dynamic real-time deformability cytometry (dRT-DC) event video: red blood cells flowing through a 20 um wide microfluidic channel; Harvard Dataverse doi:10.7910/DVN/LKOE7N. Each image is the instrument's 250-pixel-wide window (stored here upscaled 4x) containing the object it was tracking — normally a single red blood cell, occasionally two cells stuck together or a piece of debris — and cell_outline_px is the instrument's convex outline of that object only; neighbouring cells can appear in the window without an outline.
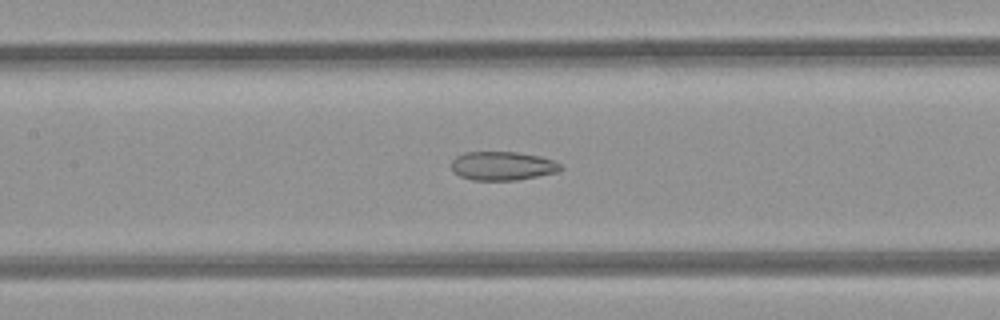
{"species": "common noctule bat (a hibernating species)", "species_latin": "Nyctalus noctula", "temperature_condition": "room temperature", "stored_images_in_passage": 47, "camera_frame_rate_fps": 3000, "um_per_image_px": 0.085, "animal": {"sex": "female", "body_mass_g": 21.9}, "frame": {"image": 1, "passage_image": 23, "time_ms": 7.333, "image_size_px": [1000, 320], "cell_outline_px": [[564, 168], [556, 172], [516, 180], [472, 180], [460, 176], [452, 172], [452, 160], [456, 156], [464, 152], [516, 152], [540, 156], [552, 160], [560, 164]], "centroid_in_image_um": [42.68, 14.1], "position_along_channel_um": 164.7, "area_um2": 18.26}}
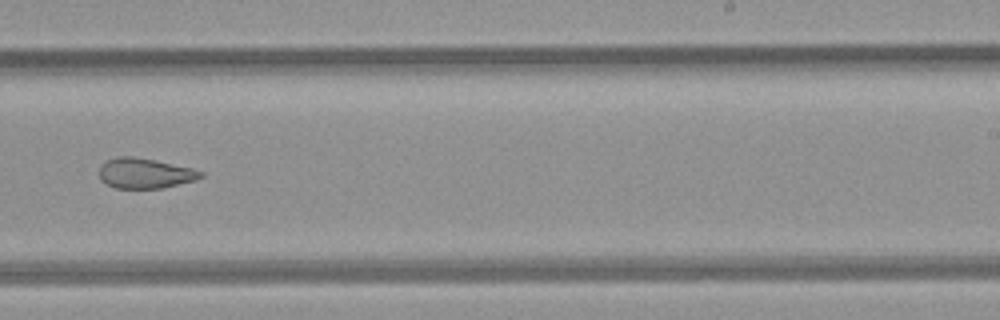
{"frame": {"image": 2, "passage_image": 31, "time_ms": 10.0, "image_size_px": [1000, 320], "cell_outline_px": [[204, 176], [196, 180], [160, 188], [116, 188], [100, 180], [100, 168], [108, 160], [116, 156], [132, 156], [192, 168], [204, 172]], "centroid_in_image_um": [12.34, 14.73], "position_along_channel_um": 276.7, "area_um2": 17.57}}
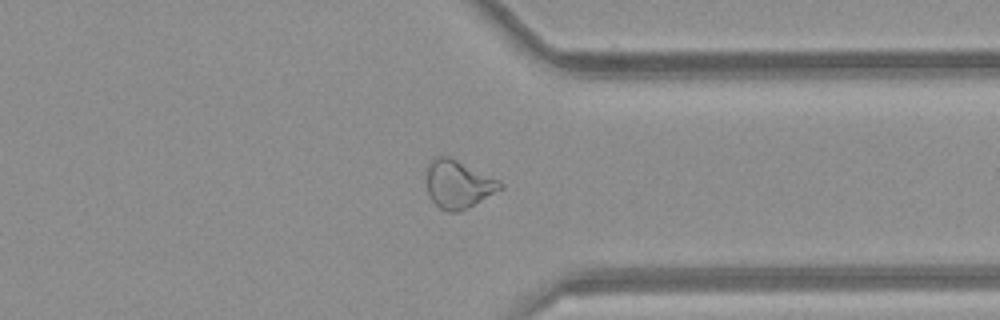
{"frame": {"image": 3, "passage_image": 38, "time_ms": 12.333, "image_size_px": [1000, 320], "cell_outline_px": [[504, 188], [460, 212], [448, 212], [440, 208], [432, 200], [428, 192], [428, 164], [436, 156], [448, 156], [500, 180], [504, 184]], "centroid_in_image_um": [38.99, 15.67], "position_along_channel_um": 372.4, "area_um2": 20.4}}